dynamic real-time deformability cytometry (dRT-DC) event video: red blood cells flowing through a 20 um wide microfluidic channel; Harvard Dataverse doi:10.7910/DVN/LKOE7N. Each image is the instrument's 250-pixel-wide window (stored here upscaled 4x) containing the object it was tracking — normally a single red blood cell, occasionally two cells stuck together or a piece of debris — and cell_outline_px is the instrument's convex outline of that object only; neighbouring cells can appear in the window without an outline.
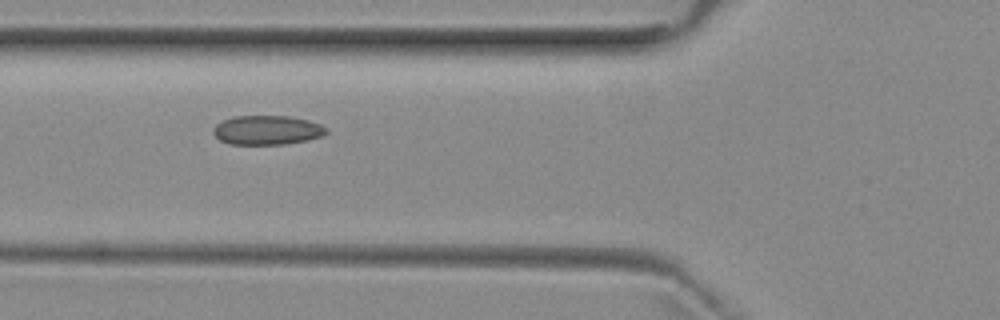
{"species": "common noctule bat (a hibernating species)", "species_latin": "Nyctalus noctula", "temperature_condition": "room temperature", "stored_images_in_passage": 5, "camera_frame_rate_fps": 3000, "um_per_image_px": 0.085, "animal": {"sex": "female", "body_mass_g": 29.2, "forearm_length_mm": 56.3}, "frame": {"image": 1, "passage_image": 3, "time_ms": 2.333, "image_size_px": [1000, 320], "cell_outline_px": [[328, 132], [324, 136], [308, 140], [284, 144], [228, 144], [220, 140], [212, 132], [212, 128], [216, 124], [224, 120], [236, 116], [288, 116], [308, 120], [320, 124], [328, 128]], "centroid_in_image_um": [22.73, 11.06], "position_along_channel_um": 103.1, "area_um2": 19.36}}
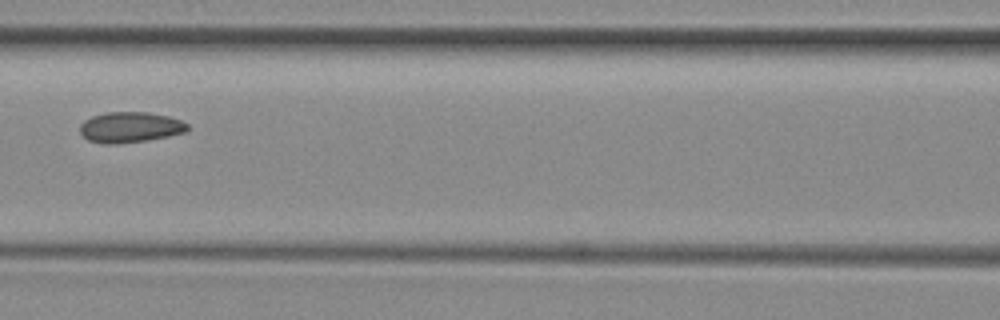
{"frame": {"image": 2, "passage_image": 4, "time_ms": 3.667, "image_size_px": [1000, 320], "cell_outline_px": [[188, 128], [184, 132], [168, 136], [148, 140], [116, 144], [104, 144], [88, 140], [80, 132], [80, 124], [84, 120], [92, 116], [108, 112], [148, 112], [168, 116], [180, 120], [188, 124]], "centroid_in_image_um": [11.04, 10.81], "position_along_channel_um": 155.6, "area_um2": 19.13}}
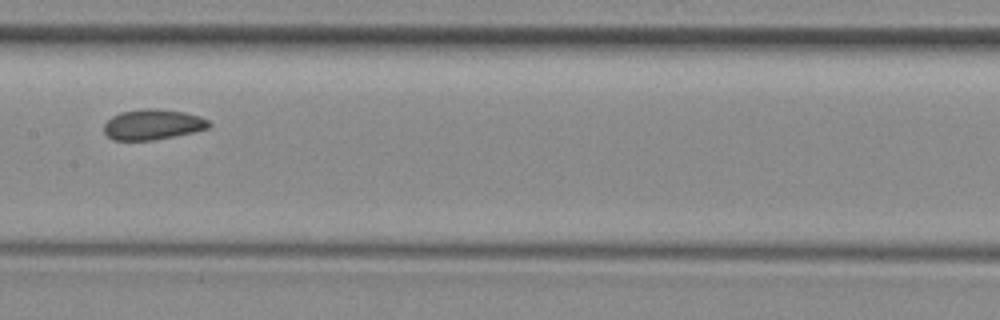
{"frame": {"image": 3, "passage_image": 5, "time_ms": 4.667, "image_size_px": [1000, 320], "cell_outline_px": [[212, 124], [208, 128], [192, 132], [152, 140], [112, 140], [104, 132], [104, 124], [112, 116], [120, 112], [144, 108], [156, 108], [184, 112], [200, 116], [208, 120]], "centroid_in_image_um": [12.97, 10.57], "position_along_channel_um": 194.4, "area_um2": 18.55}}